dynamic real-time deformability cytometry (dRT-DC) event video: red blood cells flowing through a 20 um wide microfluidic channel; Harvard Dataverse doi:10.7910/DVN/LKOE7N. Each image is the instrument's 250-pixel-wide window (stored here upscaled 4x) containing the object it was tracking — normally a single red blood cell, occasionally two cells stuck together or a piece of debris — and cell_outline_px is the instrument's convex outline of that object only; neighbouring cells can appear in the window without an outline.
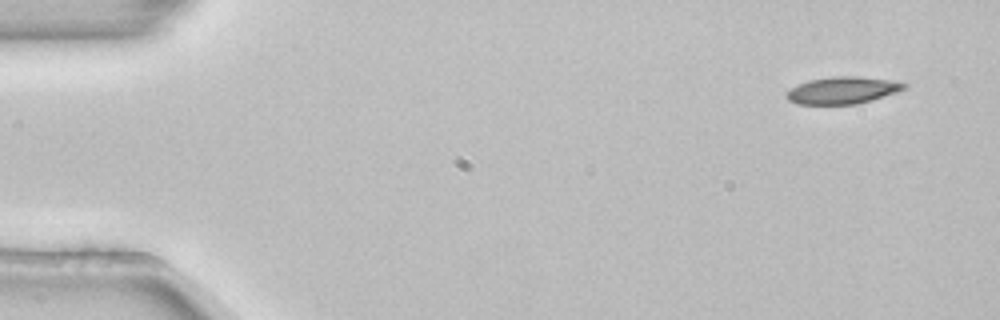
{"species": "common noctule bat (a hibernating species)", "species_latin": "Nyctalus noctula", "temperature_condition": "room temperature", "stored_images_in_passage": 3, "camera_frame_rate_fps": 3000, "um_per_image_px": 0.085, "animal": {"sex": "female", "body_mass_g": 22.7, "forearm_length_mm": 54.2}, "frame": {"image": 1, "passage_image": 1, "time_ms": 0.0, "image_size_px": [1000, 320], "cell_outline_px": [[908, 88], [872, 100], [856, 104], [796, 104], [788, 100], [784, 92], [808, 80], [832, 76], [856, 76], [892, 80], [908, 84]], "centroid_in_image_um": [71.62, 7.67], "position_along_channel_um": 13.4, "area_um2": 18.61}}
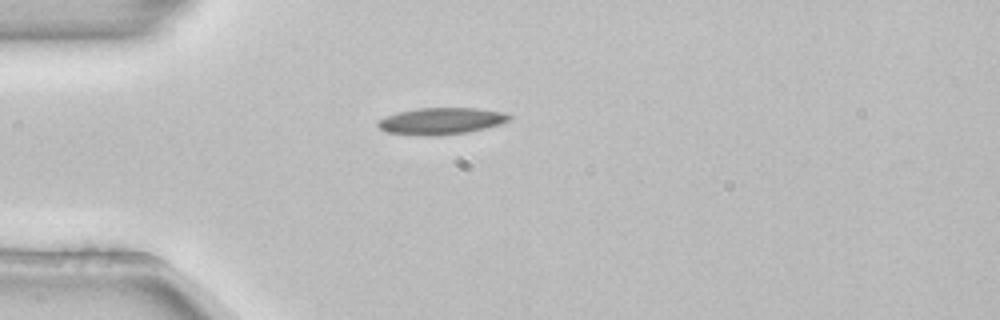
{"frame": {"image": 2, "passage_image": 3, "time_ms": 0.667, "image_size_px": [1000, 320], "cell_outline_px": [[512, 116], [508, 120], [500, 124], [468, 132], [432, 136], [424, 136], [384, 132], [376, 124], [384, 116], [396, 112], [416, 108], [476, 108], [504, 112]], "centroid_in_image_um": [37.45, 10.28], "position_along_channel_um": 47.5, "area_um2": 20.52}}